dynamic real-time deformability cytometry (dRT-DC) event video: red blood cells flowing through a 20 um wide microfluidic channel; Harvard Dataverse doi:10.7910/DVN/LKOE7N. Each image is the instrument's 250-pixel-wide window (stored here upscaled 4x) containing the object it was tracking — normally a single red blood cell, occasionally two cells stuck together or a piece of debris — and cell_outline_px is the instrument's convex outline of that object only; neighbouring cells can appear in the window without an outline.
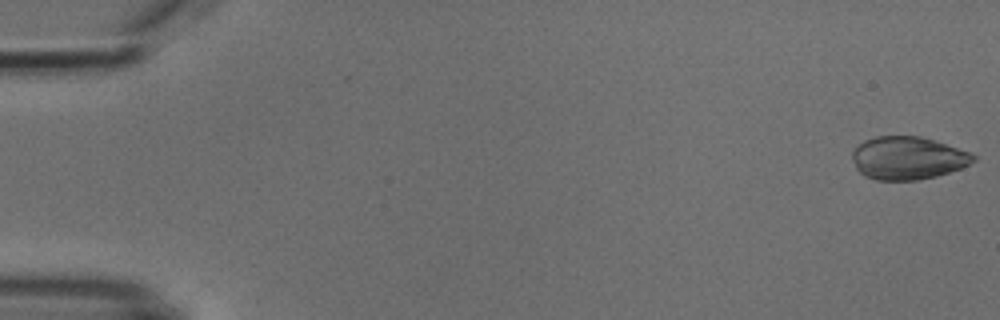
{"species": "common noctule bat (a hibernating species)", "species_latin": "Nyctalus noctula", "temperature_condition": "cold", "stored_images_in_passage": 5, "camera_frame_rate_fps": 3000, "um_per_image_px": 0.085, "animal": {"sex": "male", "body_mass_g": 18.8}, "frame": {"image": 1, "passage_image": 1, "time_ms": 0.0, "image_size_px": [1000, 320], "cell_outline_px": [[976, 160], [960, 168], [936, 176], [916, 180], [876, 180], [864, 176], [856, 168], [852, 160], [852, 152], [864, 140], [876, 136], [920, 136], [968, 152], [976, 156]], "centroid_in_image_um": [77.11, 13.44], "position_along_channel_um": 7.9, "area_um2": 29.94}}
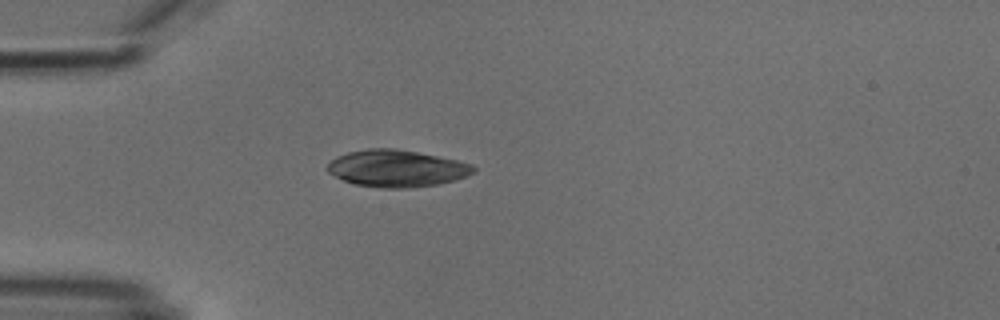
{"frame": {"image": 2, "passage_image": 5, "time_ms": 4.667, "image_size_px": [1000, 320], "cell_outline_px": [[476, 172], [468, 176], [436, 184], [408, 188], [384, 188], [356, 184], [344, 180], [328, 172], [328, 164], [336, 156], [348, 152], [368, 148], [396, 148], [456, 160], [472, 164], [476, 168]], "centroid_in_image_um": [33.73, 14.31], "position_along_channel_um": 51.3, "area_um2": 31.15}}